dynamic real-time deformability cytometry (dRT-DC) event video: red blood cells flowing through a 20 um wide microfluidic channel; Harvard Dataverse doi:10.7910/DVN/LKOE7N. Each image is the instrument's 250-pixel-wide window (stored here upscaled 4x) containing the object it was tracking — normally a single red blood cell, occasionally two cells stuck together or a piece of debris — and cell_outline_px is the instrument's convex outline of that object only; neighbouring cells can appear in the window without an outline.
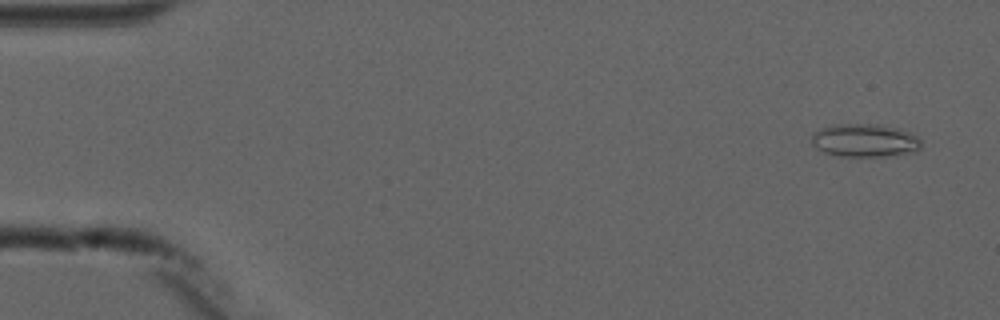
{"species": "common noctule bat (a hibernating species)", "species_latin": "Nyctalus noctula", "temperature_condition": "cold", "stored_images_in_passage": 6, "camera_frame_rate_fps": 3000, "um_per_image_px": 0.085, "animal": {"sex": "male", "forearm_length_mm": 52.5}, "frame": {"image": 1, "passage_image": 1, "time_ms": 0.0, "image_size_px": [1000, 320], "cell_outline_px": [[920, 148], [916, 152], [888, 156], [836, 156], [824, 152], [816, 148], [812, 144], [812, 132], [820, 128], [836, 124], [876, 124], [900, 128], [916, 136], [920, 140]], "centroid_in_image_um": [73.49, 11.94], "position_along_channel_um": 11.5, "area_um2": 21.33}}